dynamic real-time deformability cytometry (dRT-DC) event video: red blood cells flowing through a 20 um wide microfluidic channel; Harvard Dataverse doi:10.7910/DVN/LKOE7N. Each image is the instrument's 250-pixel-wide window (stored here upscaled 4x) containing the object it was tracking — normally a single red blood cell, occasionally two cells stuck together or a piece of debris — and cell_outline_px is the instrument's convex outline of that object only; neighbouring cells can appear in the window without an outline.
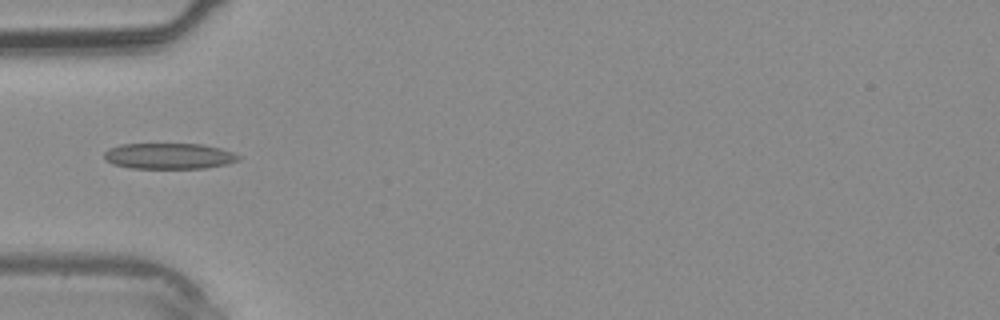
{"species": "common noctule bat (a hibernating species)", "species_latin": "Nyctalus noctula", "temperature_condition": "warm", "stored_images_in_passage": 38, "camera_frame_rate_fps": 3000, "um_per_image_px": 0.085, "animal": {"sex": "male", "body_mass_g": 20.4}, "frame": {"image": 1, "passage_image": 12, "time_ms": 3.667, "image_size_px": [1000, 320], "cell_outline_px": [[240, 160], [228, 164], [204, 168], [132, 168], [112, 164], [104, 160], [104, 152], [108, 148], [120, 144], [204, 144], [220, 148], [232, 152], [240, 156]], "centroid_in_image_um": [14.35, 13.26], "position_along_channel_um": 70.7, "area_um2": 20.4}}